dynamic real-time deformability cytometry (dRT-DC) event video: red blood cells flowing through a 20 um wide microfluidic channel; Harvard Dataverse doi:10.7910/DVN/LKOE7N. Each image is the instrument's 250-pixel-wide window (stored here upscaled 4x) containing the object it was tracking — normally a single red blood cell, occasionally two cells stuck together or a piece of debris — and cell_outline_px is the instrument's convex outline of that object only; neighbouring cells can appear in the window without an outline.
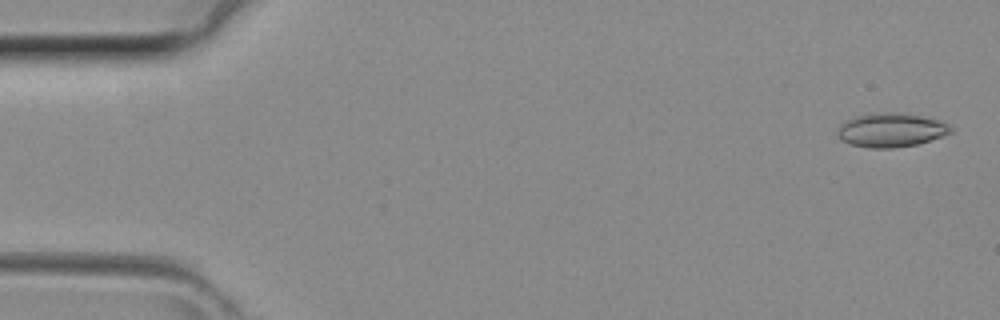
{"species": "common noctule bat (a hibernating species)", "species_latin": "Nyctalus noctula", "temperature_condition": "room temperature", "stored_images_in_passage": 42, "camera_frame_rate_fps": 3000, "um_per_image_px": 0.085, "animal": {"sex": "female", "body_mass_g": 29.2, "forearm_length_mm": 56.3}, "frame": {"image": 1, "passage_image": 2, "time_ms": 0.333, "image_size_px": [1000, 320], "cell_outline_px": [[952, 132], [916, 144], [892, 148], [868, 148], [848, 144], [840, 140], [836, 132], [840, 124], [844, 120], [868, 112], [892, 112], [928, 116], [948, 124], [952, 128]], "centroid_in_image_um": [75.67, 11.03], "position_along_channel_um": 9.3, "area_um2": 22.72}}
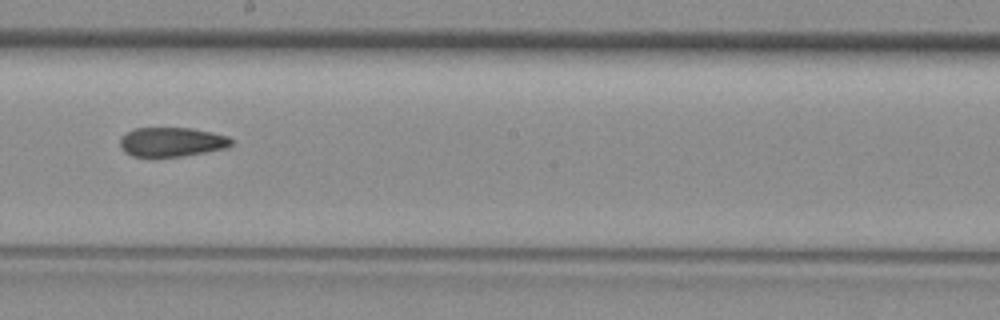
{"frame": {"image": 2, "passage_image": 24, "time_ms": 7.667, "image_size_px": [1000, 320], "cell_outline_px": [[232, 144], [224, 148], [204, 152], [180, 156], [132, 156], [124, 152], [120, 148], [120, 136], [136, 128], [192, 128], [212, 132], [228, 136], [232, 140]], "centroid_in_image_um": [14.56, 12.06], "position_along_channel_um": 233.6, "area_um2": 18.84}}
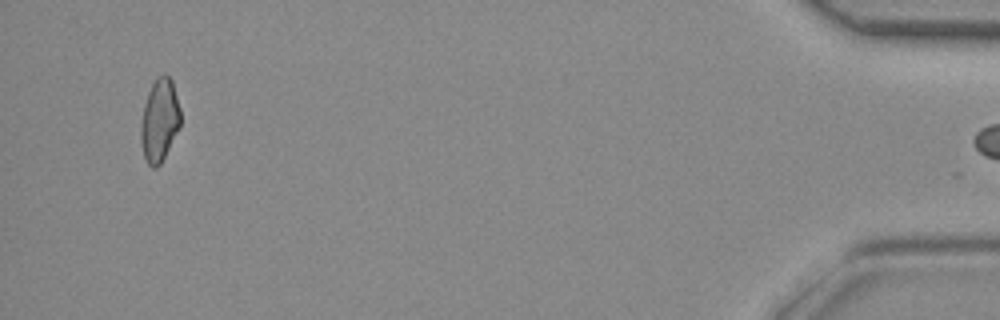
{"frame": {"image": 3, "passage_image": 41, "time_ms": 13.333, "image_size_px": [1000, 320], "cell_outline_px": [[180, 128], [160, 164], [156, 168], [152, 168], [148, 164], [144, 156], [140, 140], [140, 128], [144, 104], [148, 92], [156, 76], [168, 76], [172, 80], [180, 108]], "centroid_in_image_um": [13.56, 10.24], "position_along_channel_um": 421.6, "area_um2": 19.13}}